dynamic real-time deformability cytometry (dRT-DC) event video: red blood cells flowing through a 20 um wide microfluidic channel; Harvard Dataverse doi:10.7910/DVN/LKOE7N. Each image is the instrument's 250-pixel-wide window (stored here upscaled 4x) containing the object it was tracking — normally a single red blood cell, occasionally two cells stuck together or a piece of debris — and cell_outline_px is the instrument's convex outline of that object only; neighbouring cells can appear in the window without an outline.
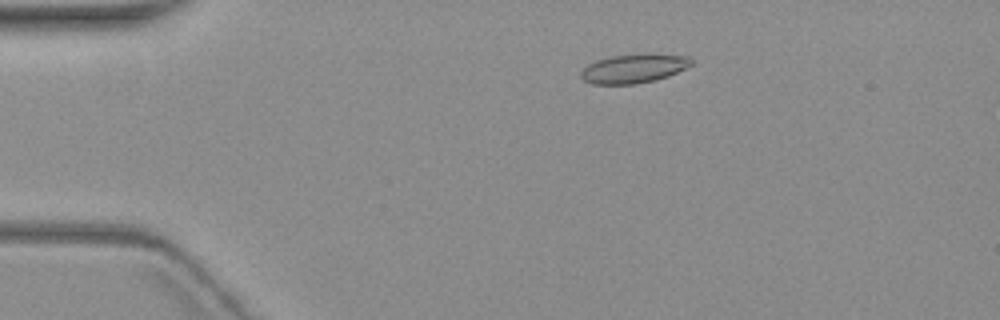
{"species": "common noctule bat (a hibernating species)", "species_latin": "Nyctalus noctula", "temperature_condition": "warm", "stored_images_in_passage": 7, "camera_frame_rate_fps": 3000, "um_per_image_px": 0.085, "animal": {"sex": "female", "body_mass_g": 19.3, "forearm_length_mm": 54.1}, "frame": {"image": 1, "passage_image": 7, "time_ms": 8.0, "image_size_px": [1000, 320], "cell_outline_px": [[692, 64], [668, 76], [656, 80], [636, 84], [592, 84], [584, 80], [580, 76], [580, 72], [588, 64], [596, 60], [612, 56], [688, 56], [692, 60]], "centroid_in_image_um": [53.79, 5.87], "position_along_channel_um": 31.2, "area_um2": 17.8}}